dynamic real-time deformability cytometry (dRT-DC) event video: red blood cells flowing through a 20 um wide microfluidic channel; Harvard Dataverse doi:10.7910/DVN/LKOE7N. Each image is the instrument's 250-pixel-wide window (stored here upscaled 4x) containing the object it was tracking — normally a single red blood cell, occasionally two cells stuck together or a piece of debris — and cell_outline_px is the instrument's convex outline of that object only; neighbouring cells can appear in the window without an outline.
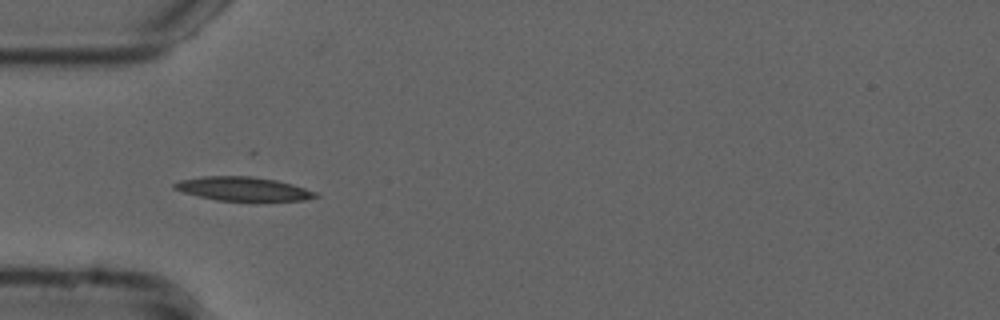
{"species": "common noctule bat (a hibernating species)", "species_latin": "Nyctalus noctula", "temperature_condition": "cold", "stored_images_in_passage": 6, "camera_frame_rate_fps": 3000, "um_per_image_px": 0.085, "animal": {"sex": "male", "forearm_length_mm": 52.5}, "frame": {"image": 1, "passage_image": 3, "time_ms": 0.667, "image_size_px": [1000, 320], "cell_outline_px": [[320, 196], [304, 200], [256, 204], [216, 200], [184, 192], [172, 188], [172, 184], [180, 180], [200, 176], [252, 176], [276, 180], [292, 184], [316, 192]], "centroid_in_image_um": [20.72, 16.1], "position_along_channel_um": 64.3, "area_um2": 20.63}}
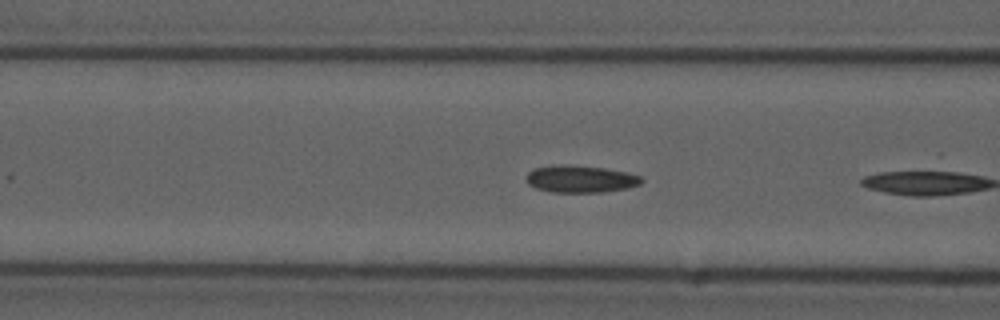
{"frame": {"image": 2, "passage_image": 5, "time_ms": 1.333, "image_size_px": [1000, 320], "cell_outline_px": [[644, 180], [640, 184], [624, 188], [600, 192], [552, 192], [536, 188], [528, 184], [528, 172], [536, 168], [604, 168], [624, 172], [640, 176]], "centroid_in_image_um": [49.4, 15.28], "position_along_channel_um": 117.2, "area_um2": 16.82}}